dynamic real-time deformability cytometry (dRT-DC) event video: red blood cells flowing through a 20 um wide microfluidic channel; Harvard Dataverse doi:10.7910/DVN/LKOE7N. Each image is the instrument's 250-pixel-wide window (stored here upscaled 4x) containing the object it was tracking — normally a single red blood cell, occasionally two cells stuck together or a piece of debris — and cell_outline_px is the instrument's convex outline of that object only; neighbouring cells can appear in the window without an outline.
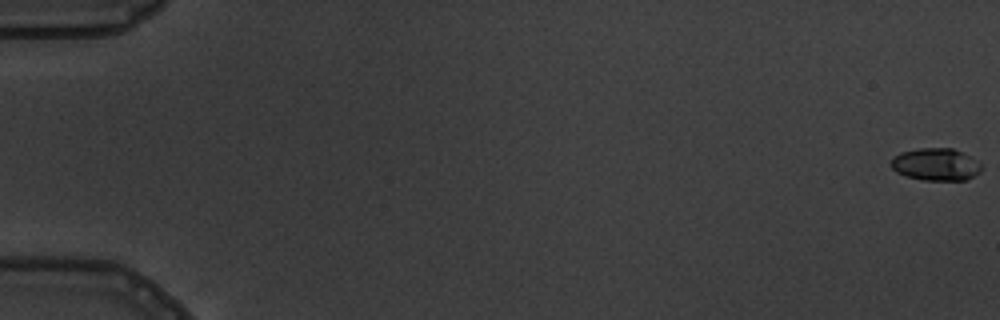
{"species": "common noctule bat (a hibernating species)", "species_latin": "Nyctalus noctula", "temperature_condition": "warm", "stored_images_in_passage": 4, "camera_frame_rate_fps": 3000, "um_per_image_px": 0.085, "animal": {"sex": "male", "body_mass_g": 19.5, "forearm_length_mm": 54.6}, "frame": {"image": 1, "passage_image": 1, "time_ms": 0.0, "image_size_px": [1000, 320], "cell_outline_px": [[984, 168], [980, 172], [968, 180], [924, 180], [908, 176], [896, 172], [892, 168], [892, 156], [900, 152], [916, 148], [952, 148], [968, 156], [980, 164]], "centroid_in_image_um": [79.54, 13.97], "position_along_channel_um": 5.5, "area_um2": 16.99}}